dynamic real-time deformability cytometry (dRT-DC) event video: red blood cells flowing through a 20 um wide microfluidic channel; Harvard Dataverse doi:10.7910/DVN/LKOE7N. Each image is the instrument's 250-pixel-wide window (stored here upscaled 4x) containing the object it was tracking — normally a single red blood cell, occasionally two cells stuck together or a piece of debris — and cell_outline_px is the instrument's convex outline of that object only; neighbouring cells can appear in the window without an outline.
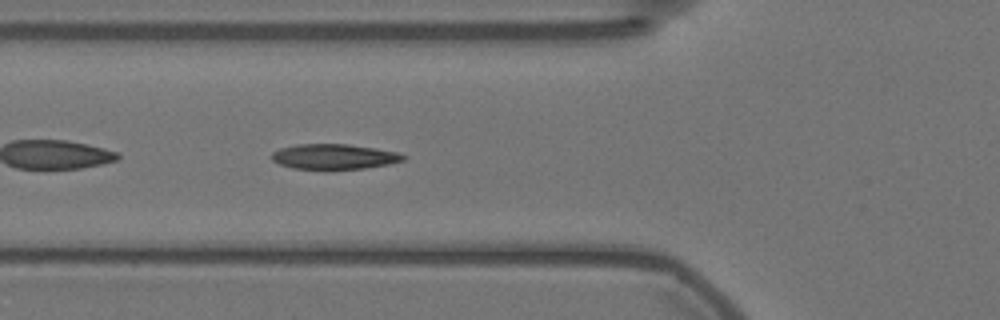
{"species": "Egyptian fruit bat (a non-hibernating species)", "species_latin": "Rousettus aegyptiacus", "temperature_condition": "warm", "stored_images_in_passage": 42, "camera_frame_rate_fps": 3000, "um_per_image_px": 0.085, "animal": {"sex": "female"}, "frame": {"image": 1, "passage_image": 5, "time_ms": 1.333, "image_size_px": [1000, 320], "cell_outline_px": [[408, 156], [404, 160], [388, 164], [364, 168], [292, 168], [280, 164], [272, 160], [272, 152], [280, 148], [296, 144], [348, 144], [376, 148], [396, 152]], "centroid_in_image_um": [28.4, 13.29], "position_along_channel_um": 97.4, "area_um2": 19.02}}
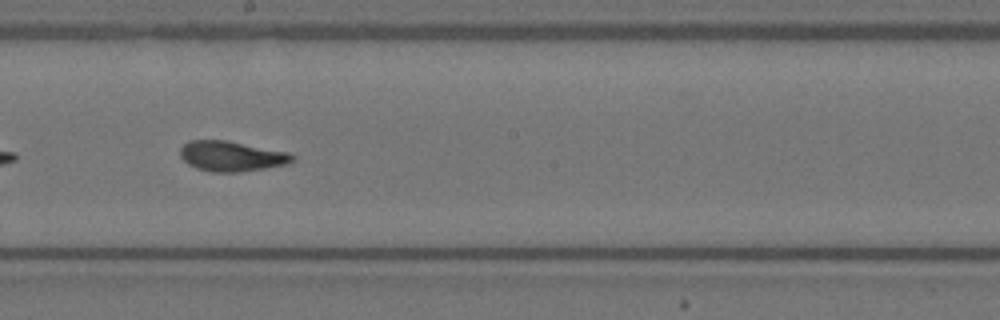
{"frame": {"image": 2, "passage_image": 16, "time_ms": 5.0, "image_size_px": [1000, 320], "cell_outline_px": [[296, 156], [288, 164], [240, 172], [212, 172], [196, 168], [188, 164], [180, 156], [180, 148], [188, 140], [224, 140], [292, 152]], "centroid_in_image_um": [19.7, 13.27], "position_along_channel_um": 228.5, "area_um2": 19.88}}
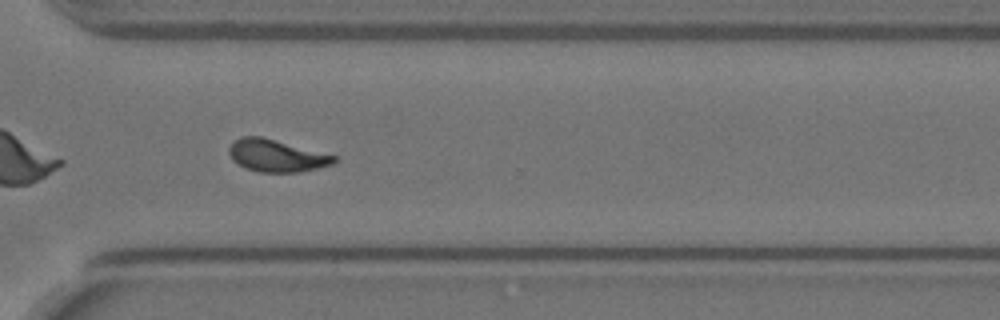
{"frame": {"image": 3, "passage_image": 26, "time_ms": 8.333, "image_size_px": [1000, 320], "cell_outline_px": [[336, 160], [332, 164], [300, 172], [260, 172], [244, 168], [232, 160], [228, 152], [228, 148], [236, 140], [244, 136], [260, 136], [336, 156]], "centroid_in_image_um": [23.46, 13.24], "position_along_channel_um": 347.1, "area_um2": 19.42}, "authors_computed_cell_mechanics": {"area_um2": 19.5942, "velocity_mm_per_s": 3.5805, "shape_relaxation_time_tau1_ms": 4.4777, "shape_relaxation_time_tau2_ms": 1.6724, "deformation_change_tau1": 0.1747, "deformation_change_tau2": 0.0707}}